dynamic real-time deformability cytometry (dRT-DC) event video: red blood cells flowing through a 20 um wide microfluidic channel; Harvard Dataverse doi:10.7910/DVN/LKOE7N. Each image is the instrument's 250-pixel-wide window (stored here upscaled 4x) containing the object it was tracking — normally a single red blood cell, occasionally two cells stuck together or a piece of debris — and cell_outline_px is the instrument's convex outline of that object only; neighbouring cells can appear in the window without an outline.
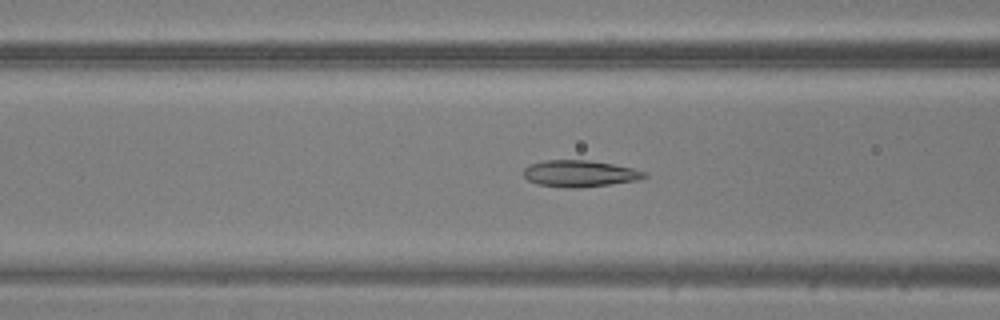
{"species": "common noctule bat (a hibernating species)", "species_latin": "Nyctalus noctula", "temperature_condition": "warm", "stored_images_in_passage": 46, "camera_frame_rate_fps": 3000, "um_per_image_px": 0.085, "animal": {"sex": "male", "body_mass_g": 20.5, "forearm_length_mm": 52.5}, "frame": {"image": 1, "passage_image": 17, "time_ms": 5.333, "image_size_px": [1000, 320], "cell_outline_px": [[648, 176], [636, 180], [612, 184], [580, 188], [568, 188], [536, 184], [528, 180], [524, 176], [524, 168], [528, 164], [544, 160], [588, 160], [612, 164], [632, 168], [644, 172]], "centroid_in_image_um": [49.23, 14.75], "position_along_channel_um": 117.4, "area_um2": 18.73}}
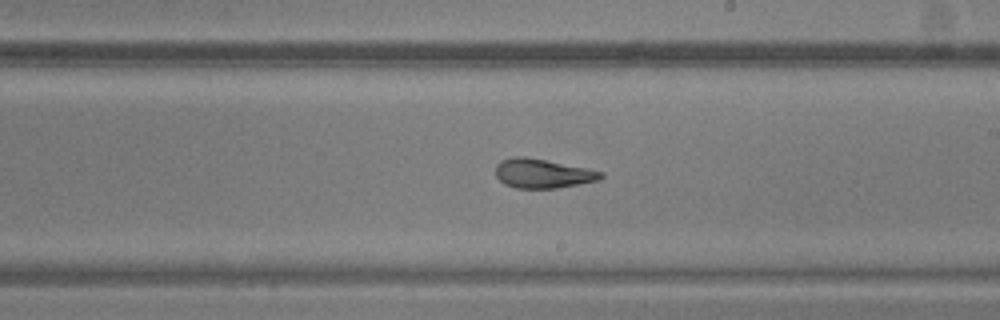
{"frame": {"image": 2, "passage_image": 26, "time_ms": 8.333, "image_size_px": [1000, 320], "cell_outline_px": [[604, 176], [600, 180], [556, 188], [516, 188], [504, 184], [496, 176], [496, 164], [500, 160], [512, 156], [524, 156], [604, 172]], "centroid_in_image_um": [46.09, 14.74], "position_along_channel_um": 242.9, "area_um2": 17.8}}
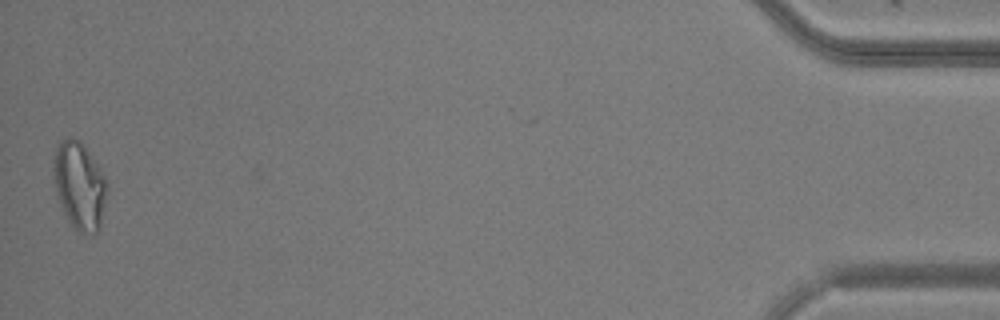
{"frame": {"image": 3, "passage_image": 46, "time_ms": 15.0, "image_size_px": [1000, 320], "cell_outline_px": [[108, 192], [100, 228], [96, 236], [92, 236], [76, 232], [60, 204], [56, 196], [52, 172], [52, 168], [56, 140], [68, 136], [80, 140], [100, 168], [104, 176], [108, 188]], "centroid_in_image_um": [6.74, 15.78], "position_along_channel_um": 428.5, "area_um2": 28.15}}